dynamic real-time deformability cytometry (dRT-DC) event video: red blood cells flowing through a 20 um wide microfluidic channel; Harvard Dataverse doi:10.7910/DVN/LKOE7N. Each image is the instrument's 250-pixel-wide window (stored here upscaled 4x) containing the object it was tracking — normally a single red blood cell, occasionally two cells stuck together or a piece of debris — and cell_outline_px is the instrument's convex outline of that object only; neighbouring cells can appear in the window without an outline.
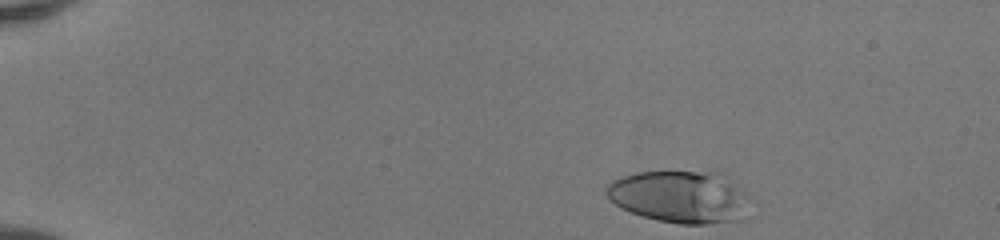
{"species": "human", "species_latin": "Homo sapiens", "temperature_condition": "room temperature", "stored_images_in_passage": 15, "camera_frame_rate_fps": 3000, "um_per_image_px": 0.085, "donor": {"sex": "female"}, "frame": {"image": 1, "passage_image": 1, "time_ms": 0.0, "image_size_px": [1000, 240], "cell_outline_px": [[752, 200], [744, 220], [708, 224], [680, 224], [660, 220], [644, 216], [620, 208], [604, 192], [604, 188], [612, 180], [620, 176], [636, 172], [716, 168], [748, 196]], "centroid_in_image_um": [57.86, 16.68], "position_along_channel_um": 27.1, "area_um2": 45.26}}
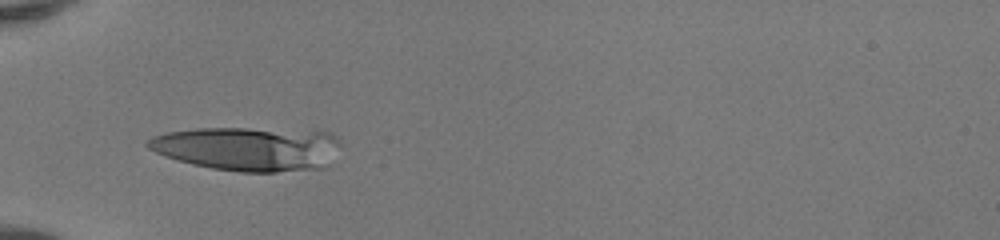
{"frame": {"image": 2, "passage_image": 11, "time_ms": 3.333, "image_size_px": [1000, 240], "cell_outline_px": [[340, 144], [328, 168], [276, 172], [240, 172], [212, 168], [192, 164], [164, 156], [148, 148], [144, 144], [144, 140], [152, 136], [168, 132], [196, 128], [248, 128], [332, 132], [336, 136]], "centroid_in_image_um": [21.09, 12.64], "position_along_channel_um": 63.9, "area_um2": 50.0}}